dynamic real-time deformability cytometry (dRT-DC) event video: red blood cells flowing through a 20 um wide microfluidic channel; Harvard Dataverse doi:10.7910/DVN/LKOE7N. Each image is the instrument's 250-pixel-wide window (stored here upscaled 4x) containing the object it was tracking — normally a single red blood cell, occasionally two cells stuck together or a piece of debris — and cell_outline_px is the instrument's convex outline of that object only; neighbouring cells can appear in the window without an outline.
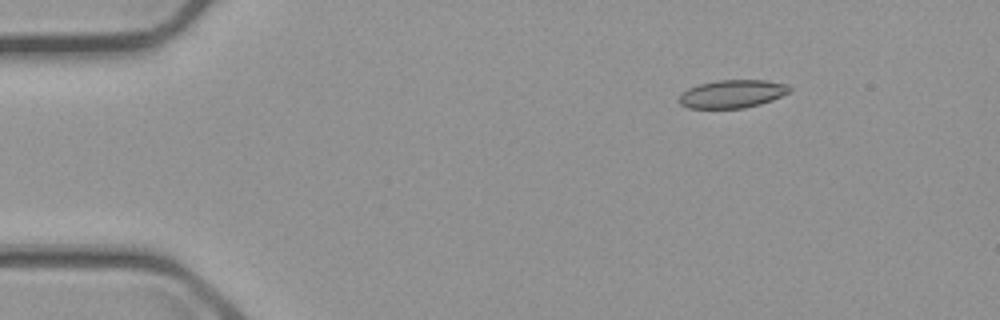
{"species": "common noctule bat (a hibernating species)", "species_latin": "Nyctalus noctula", "temperature_condition": "cold", "stored_images_in_passage": 49, "camera_frame_rate_fps": 3000, "um_per_image_px": 0.085, "animal": {"sex": "male", "body_mass_g": 23.1, "forearm_length_mm": 52.7}, "frame": {"image": 1, "passage_image": 1, "time_ms": 0.0, "image_size_px": [1000, 320], "cell_outline_px": [[792, 92], [772, 100], [760, 104], [744, 108], [688, 108], [680, 104], [680, 96], [688, 88], [700, 84], [716, 80], [764, 80], [788, 84], [792, 88]], "centroid_in_image_um": [62.3, 7.97], "position_along_channel_um": 22.7, "area_um2": 18.09}}
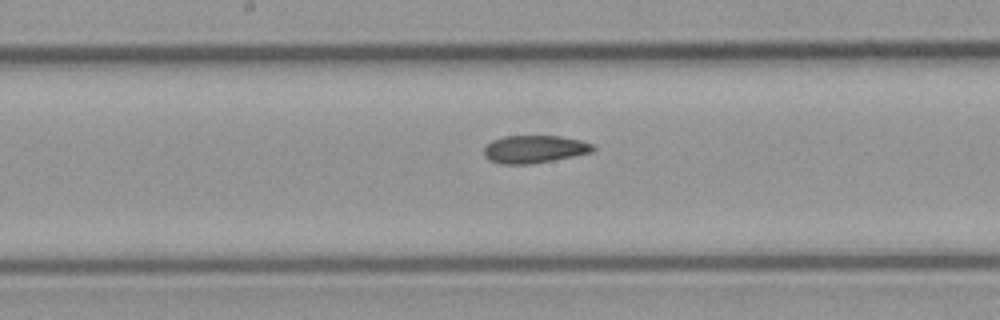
{"frame": {"image": 2, "passage_image": 22, "time_ms": 7.0, "image_size_px": [1000, 320], "cell_outline_px": [[596, 148], [592, 152], [552, 160], [528, 164], [500, 164], [488, 160], [484, 156], [484, 148], [492, 140], [504, 136], [560, 136], [580, 140], [592, 144]], "centroid_in_image_um": [45.39, 12.68], "position_along_channel_um": 202.8, "area_um2": 17.51}}
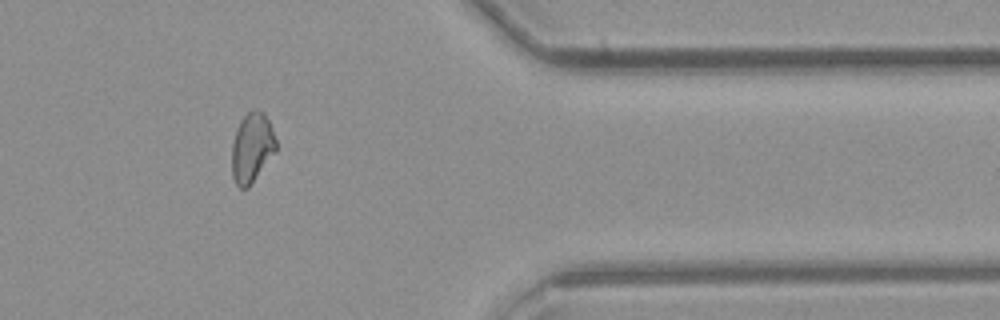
{"frame": {"image": 3, "passage_image": 39, "time_ms": 12.667, "image_size_px": [1000, 320], "cell_outline_px": [[276, 152], [248, 188], [240, 188], [236, 184], [232, 176], [232, 144], [236, 128], [240, 120], [252, 108], [264, 112], [268, 120], [276, 140]], "centroid_in_image_um": [21.41, 12.55], "position_along_channel_um": 390.0, "area_um2": 18.03}, "authors_computed_cell_mechanics": {"area_um2": 18.207, "velocity_mm_per_s": 3.6944, "shape_relaxation_time_tau1_ms": null, "shape_relaxation_time_tau2_ms": 6.8045, "deformation_change_tau1": null, "deformation_change_tau2": 0.133}}